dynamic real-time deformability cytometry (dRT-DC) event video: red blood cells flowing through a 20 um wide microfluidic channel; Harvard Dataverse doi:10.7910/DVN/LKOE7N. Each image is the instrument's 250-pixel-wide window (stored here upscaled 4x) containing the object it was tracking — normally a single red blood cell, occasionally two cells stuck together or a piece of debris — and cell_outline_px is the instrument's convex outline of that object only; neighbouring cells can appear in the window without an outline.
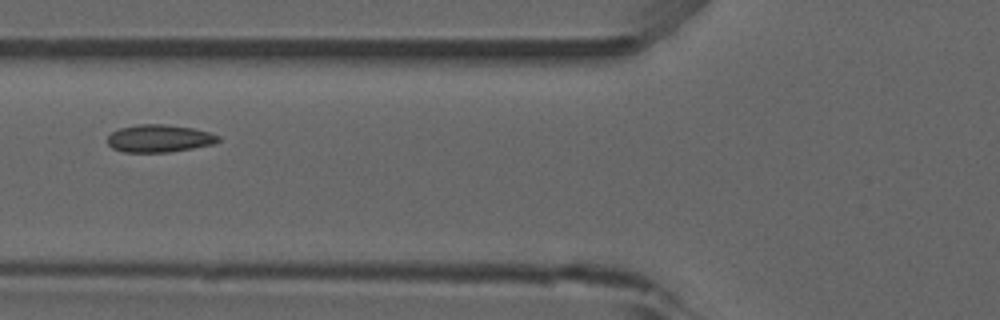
{"species": "common noctule bat (a hibernating species)", "species_latin": "Nyctalus noctula", "temperature_condition": "room temperature", "stored_images_in_passage": 38, "camera_frame_rate_fps": 3000, "um_per_image_px": 0.085, "animal": {"sex": "male", "forearm_length_mm": 52.5}, "frame": {"image": 1, "passage_image": 6, "time_ms": 1.667, "image_size_px": [1000, 320], "cell_outline_px": [[220, 140], [212, 144], [192, 148], [168, 152], [124, 152], [112, 148], [108, 144], [108, 136], [112, 132], [120, 128], [140, 124], [164, 124], [192, 128], [208, 132], [220, 136]], "centroid_in_image_um": [13.52, 11.77], "position_along_channel_um": 112.3, "area_um2": 17.63}, "authors_computed_cell_mechanics": {"area_um2": 17.0221, "velocity_mm_per_s": 3.8786, "shape_relaxation_time_tau1_ms": 2.4495, "shape_relaxation_time_tau2_ms": null, "deformation_change_tau1": 0.0786, "deformation_change_tau2": null}}